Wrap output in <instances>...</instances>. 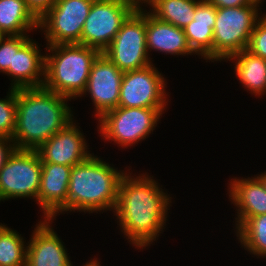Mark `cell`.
I'll list each match as a JSON object with an SVG mask.
<instances>
[{
    "label": "cell",
    "instance_id": "1",
    "mask_svg": "<svg viewBox=\"0 0 266 266\" xmlns=\"http://www.w3.org/2000/svg\"><path fill=\"white\" fill-rule=\"evenodd\" d=\"M169 195L148 172L136 176L126 171L121 178L113 212L122 234L136 249L150 246L163 234L172 203Z\"/></svg>",
    "mask_w": 266,
    "mask_h": 266
},
{
    "label": "cell",
    "instance_id": "2",
    "mask_svg": "<svg viewBox=\"0 0 266 266\" xmlns=\"http://www.w3.org/2000/svg\"><path fill=\"white\" fill-rule=\"evenodd\" d=\"M69 100L44 87L16 89V149L37 150L71 122Z\"/></svg>",
    "mask_w": 266,
    "mask_h": 266
},
{
    "label": "cell",
    "instance_id": "3",
    "mask_svg": "<svg viewBox=\"0 0 266 266\" xmlns=\"http://www.w3.org/2000/svg\"><path fill=\"white\" fill-rule=\"evenodd\" d=\"M126 171V168L118 170L94 153L73 166L67 191V211L85 214L114 211L120 181Z\"/></svg>",
    "mask_w": 266,
    "mask_h": 266
},
{
    "label": "cell",
    "instance_id": "4",
    "mask_svg": "<svg viewBox=\"0 0 266 266\" xmlns=\"http://www.w3.org/2000/svg\"><path fill=\"white\" fill-rule=\"evenodd\" d=\"M45 50L43 87L77 100L85 91L90 69L101 52L79 43L46 45Z\"/></svg>",
    "mask_w": 266,
    "mask_h": 266
},
{
    "label": "cell",
    "instance_id": "5",
    "mask_svg": "<svg viewBox=\"0 0 266 266\" xmlns=\"http://www.w3.org/2000/svg\"><path fill=\"white\" fill-rule=\"evenodd\" d=\"M260 9V6L254 3L240 7L216 8L212 62L226 61L247 48L251 33L261 17Z\"/></svg>",
    "mask_w": 266,
    "mask_h": 266
},
{
    "label": "cell",
    "instance_id": "6",
    "mask_svg": "<svg viewBox=\"0 0 266 266\" xmlns=\"http://www.w3.org/2000/svg\"><path fill=\"white\" fill-rule=\"evenodd\" d=\"M167 108L117 107L98 119L101 139L122 148L144 141L155 130ZM165 110V111H164Z\"/></svg>",
    "mask_w": 266,
    "mask_h": 266
},
{
    "label": "cell",
    "instance_id": "7",
    "mask_svg": "<svg viewBox=\"0 0 266 266\" xmlns=\"http://www.w3.org/2000/svg\"><path fill=\"white\" fill-rule=\"evenodd\" d=\"M121 71H133L152 64L146 45V8L135 10L102 52Z\"/></svg>",
    "mask_w": 266,
    "mask_h": 266
},
{
    "label": "cell",
    "instance_id": "8",
    "mask_svg": "<svg viewBox=\"0 0 266 266\" xmlns=\"http://www.w3.org/2000/svg\"><path fill=\"white\" fill-rule=\"evenodd\" d=\"M41 174V158L36 150L15 149L0 169V202L28 198L37 203Z\"/></svg>",
    "mask_w": 266,
    "mask_h": 266
},
{
    "label": "cell",
    "instance_id": "9",
    "mask_svg": "<svg viewBox=\"0 0 266 266\" xmlns=\"http://www.w3.org/2000/svg\"><path fill=\"white\" fill-rule=\"evenodd\" d=\"M94 0H56L38 20L46 45L81 44L84 23Z\"/></svg>",
    "mask_w": 266,
    "mask_h": 266
},
{
    "label": "cell",
    "instance_id": "10",
    "mask_svg": "<svg viewBox=\"0 0 266 266\" xmlns=\"http://www.w3.org/2000/svg\"><path fill=\"white\" fill-rule=\"evenodd\" d=\"M134 11L127 0H94L84 23L81 44L102 53Z\"/></svg>",
    "mask_w": 266,
    "mask_h": 266
},
{
    "label": "cell",
    "instance_id": "11",
    "mask_svg": "<svg viewBox=\"0 0 266 266\" xmlns=\"http://www.w3.org/2000/svg\"><path fill=\"white\" fill-rule=\"evenodd\" d=\"M155 64L126 71L120 85L119 107L168 108L166 77Z\"/></svg>",
    "mask_w": 266,
    "mask_h": 266
},
{
    "label": "cell",
    "instance_id": "12",
    "mask_svg": "<svg viewBox=\"0 0 266 266\" xmlns=\"http://www.w3.org/2000/svg\"><path fill=\"white\" fill-rule=\"evenodd\" d=\"M124 72L113 64L108 57L100 53L95 59L85 91L80 96L90 95L95 107L94 115L100 119L107 111L119 104L120 85Z\"/></svg>",
    "mask_w": 266,
    "mask_h": 266
},
{
    "label": "cell",
    "instance_id": "13",
    "mask_svg": "<svg viewBox=\"0 0 266 266\" xmlns=\"http://www.w3.org/2000/svg\"><path fill=\"white\" fill-rule=\"evenodd\" d=\"M29 36L14 35L13 67H9L11 89L43 87L45 54L39 49V43Z\"/></svg>",
    "mask_w": 266,
    "mask_h": 266
},
{
    "label": "cell",
    "instance_id": "14",
    "mask_svg": "<svg viewBox=\"0 0 266 266\" xmlns=\"http://www.w3.org/2000/svg\"><path fill=\"white\" fill-rule=\"evenodd\" d=\"M78 125L79 123L73 119L37 148L41 162L73 167L89 158L93 153L88 150L89 145Z\"/></svg>",
    "mask_w": 266,
    "mask_h": 266
},
{
    "label": "cell",
    "instance_id": "15",
    "mask_svg": "<svg viewBox=\"0 0 266 266\" xmlns=\"http://www.w3.org/2000/svg\"><path fill=\"white\" fill-rule=\"evenodd\" d=\"M42 174L37 204L44 219H55L59 213L67 212V191L71 166L41 162Z\"/></svg>",
    "mask_w": 266,
    "mask_h": 266
},
{
    "label": "cell",
    "instance_id": "16",
    "mask_svg": "<svg viewBox=\"0 0 266 266\" xmlns=\"http://www.w3.org/2000/svg\"><path fill=\"white\" fill-rule=\"evenodd\" d=\"M43 220L36 224L27 242L26 266H73L64 242L53 229L54 220Z\"/></svg>",
    "mask_w": 266,
    "mask_h": 266
},
{
    "label": "cell",
    "instance_id": "17",
    "mask_svg": "<svg viewBox=\"0 0 266 266\" xmlns=\"http://www.w3.org/2000/svg\"><path fill=\"white\" fill-rule=\"evenodd\" d=\"M227 191L236 207L235 229L247 218L266 214V188L256 175L231 178Z\"/></svg>",
    "mask_w": 266,
    "mask_h": 266
},
{
    "label": "cell",
    "instance_id": "18",
    "mask_svg": "<svg viewBox=\"0 0 266 266\" xmlns=\"http://www.w3.org/2000/svg\"><path fill=\"white\" fill-rule=\"evenodd\" d=\"M146 45L148 54L155 50L173 56L195 55L182 28L155 18L147 10Z\"/></svg>",
    "mask_w": 266,
    "mask_h": 266
},
{
    "label": "cell",
    "instance_id": "19",
    "mask_svg": "<svg viewBox=\"0 0 266 266\" xmlns=\"http://www.w3.org/2000/svg\"><path fill=\"white\" fill-rule=\"evenodd\" d=\"M215 19L216 7L209 0H200L196 5L194 19L183 28L192 51L206 62H212Z\"/></svg>",
    "mask_w": 266,
    "mask_h": 266
},
{
    "label": "cell",
    "instance_id": "20",
    "mask_svg": "<svg viewBox=\"0 0 266 266\" xmlns=\"http://www.w3.org/2000/svg\"><path fill=\"white\" fill-rule=\"evenodd\" d=\"M234 59V60H233ZM235 62L234 73L246 91L251 95L264 96L266 94V60L249 51L242 50L226 59Z\"/></svg>",
    "mask_w": 266,
    "mask_h": 266
},
{
    "label": "cell",
    "instance_id": "21",
    "mask_svg": "<svg viewBox=\"0 0 266 266\" xmlns=\"http://www.w3.org/2000/svg\"><path fill=\"white\" fill-rule=\"evenodd\" d=\"M0 29L6 35H28L38 30V19L25 0H0Z\"/></svg>",
    "mask_w": 266,
    "mask_h": 266
},
{
    "label": "cell",
    "instance_id": "22",
    "mask_svg": "<svg viewBox=\"0 0 266 266\" xmlns=\"http://www.w3.org/2000/svg\"><path fill=\"white\" fill-rule=\"evenodd\" d=\"M200 0H155L148 9L155 18L178 28L186 27L195 15Z\"/></svg>",
    "mask_w": 266,
    "mask_h": 266
},
{
    "label": "cell",
    "instance_id": "23",
    "mask_svg": "<svg viewBox=\"0 0 266 266\" xmlns=\"http://www.w3.org/2000/svg\"><path fill=\"white\" fill-rule=\"evenodd\" d=\"M235 231L241 247L257 258H266V214L247 218Z\"/></svg>",
    "mask_w": 266,
    "mask_h": 266
},
{
    "label": "cell",
    "instance_id": "24",
    "mask_svg": "<svg viewBox=\"0 0 266 266\" xmlns=\"http://www.w3.org/2000/svg\"><path fill=\"white\" fill-rule=\"evenodd\" d=\"M10 227H0V266H26L28 243Z\"/></svg>",
    "mask_w": 266,
    "mask_h": 266
},
{
    "label": "cell",
    "instance_id": "25",
    "mask_svg": "<svg viewBox=\"0 0 266 266\" xmlns=\"http://www.w3.org/2000/svg\"><path fill=\"white\" fill-rule=\"evenodd\" d=\"M8 91L6 98H0V135L12 138L16 127V89Z\"/></svg>",
    "mask_w": 266,
    "mask_h": 266
},
{
    "label": "cell",
    "instance_id": "26",
    "mask_svg": "<svg viewBox=\"0 0 266 266\" xmlns=\"http://www.w3.org/2000/svg\"><path fill=\"white\" fill-rule=\"evenodd\" d=\"M246 50L266 60V14L256 22Z\"/></svg>",
    "mask_w": 266,
    "mask_h": 266
},
{
    "label": "cell",
    "instance_id": "27",
    "mask_svg": "<svg viewBox=\"0 0 266 266\" xmlns=\"http://www.w3.org/2000/svg\"><path fill=\"white\" fill-rule=\"evenodd\" d=\"M14 35H7L0 42V73L9 76V67H13Z\"/></svg>",
    "mask_w": 266,
    "mask_h": 266
},
{
    "label": "cell",
    "instance_id": "28",
    "mask_svg": "<svg viewBox=\"0 0 266 266\" xmlns=\"http://www.w3.org/2000/svg\"><path fill=\"white\" fill-rule=\"evenodd\" d=\"M56 2V0H25L27 8L39 20Z\"/></svg>",
    "mask_w": 266,
    "mask_h": 266
},
{
    "label": "cell",
    "instance_id": "29",
    "mask_svg": "<svg viewBox=\"0 0 266 266\" xmlns=\"http://www.w3.org/2000/svg\"><path fill=\"white\" fill-rule=\"evenodd\" d=\"M16 149L12 138L0 135V169L6 164L9 156Z\"/></svg>",
    "mask_w": 266,
    "mask_h": 266
},
{
    "label": "cell",
    "instance_id": "30",
    "mask_svg": "<svg viewBox=\"0 0 266 266\" xmlns=\"http://www.w3.org/2000/svg\"><path fill=\"white\" fill-rule=\"evenodd\" d=\"M216 8L240 7L250 4L249 0H209Z\"/></svg>",
    "mask_w": 266,
    "mask_h": 266
},
{
    "label": "cell",
    "instance_id": "31",
    "mask_svg": "<svg viewBox=\"0 0 266 266\" xmlns=\"http://www.w3.org/2000/svg\"><path fill=\"white\" fill-rule=\"evenodd\" d=\"M127 1L135 10H144V7L147 8V5L150 6L155 0H127ZM143 3L145 5H143Z\"/></svg>",
    "mask_w": 266,
    "mask_h": 266
},
{
    "label": "cell",
    "instance_id": "32",
    "mask_svg": "<svg viewBox=\"0 0 266 266\" xmlns=\"http://www.w3.org/2000/svg\"><path fill=\"white\" fill-rule=\"evenodd\" d=\"M101 262L95 257V259L91 258L90 261L88 260L85 264H82V266H101Z\"/></svg>",
    "mask_w": 266,
    "mask_h": 266
},
{
    "label": "cell",
    "instance_id": "33",
    "mask_svg": "<svg viewBox=\"0 0 266 266\" xmlns=\"http://www.w3.org/2000/svg\"><path fill=\"white\" fill-rule=\"evenodd\" d=\"M260 180H261V182L263 183V185L265 186V188H266V171H264V173L263 172H261V174L259 175H256Z\"/></svg>",
    "mask_w": 266,
    "mask_h": 266
},
{
    "label": "cell",
    "instance_id": "34",
    "mask_svg": "<svg viewBox=\"0 0 266 266\" xmlns=\"http://www.w3.org/2000/svg\"><path fill=\"white\" fill-rule=\"evenodd\" d=\"M250 1V3H254V4H257V5H261L262 4V1H264V0H249Z\"/></svg>",
    "mask_w": 266,
    "mask_h": 266
},
{
    "label": "cell",
    "instance_id": "35",
    "mask_svg": "<svg viewBox=\"0 0 266 266\" xmlns=\"http://www.w3.org/2000/svg\"><path fill=\"white\" fill-rule=\"evenodd\" d=\"M7 35L0 29V42L6 37Z\"/></svg>",
    "mask_w": 266,
    "mask_h": 266
}]
</instances>
